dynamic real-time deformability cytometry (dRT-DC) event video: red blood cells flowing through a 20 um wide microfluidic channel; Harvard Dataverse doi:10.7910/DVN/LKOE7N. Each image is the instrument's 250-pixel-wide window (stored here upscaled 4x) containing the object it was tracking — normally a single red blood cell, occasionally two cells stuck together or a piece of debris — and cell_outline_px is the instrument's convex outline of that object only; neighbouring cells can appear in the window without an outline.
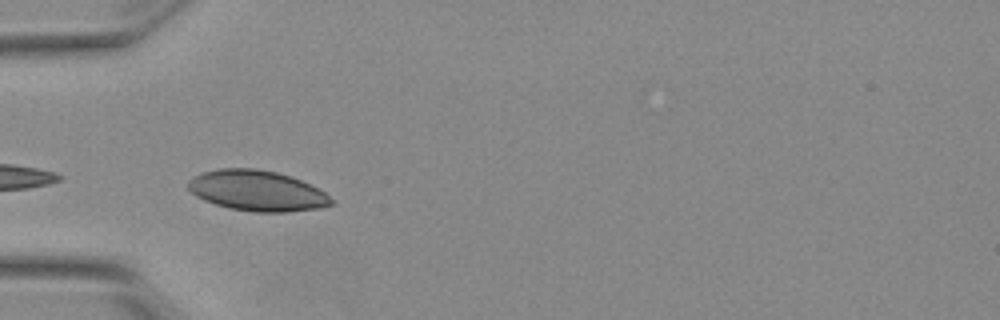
{"species": "Egyptian fruit bat (a non-hibernating species)", "species_latin": "Rousettus aegyptiacus", "temperature_condition": "warm", "stored_images_in_passage": 17, "camera_frame_rate_fps": 3000, "um_per_image_px": 0.085, "animal": {"sex": "female"}, "frame": {"image": 1, "passage_image": 1, "time_ms": 0.0, "image_size_px": [1000, 320], "cell_outline_px": [[332, 204], [320, 208], [288, 212], [256, 212], [228, 208], [204, 200], [196, 196], [188, 188], [188, 180], [192, 176], [204, 172], [220, 168], [256, 168], [276, 172], [300, 180], [324, 192], [332, 200]], "centroid_in_image_um": [21.81, 16.21], "position_along_channel_um": 63.2, "area_um2": 33.58}}